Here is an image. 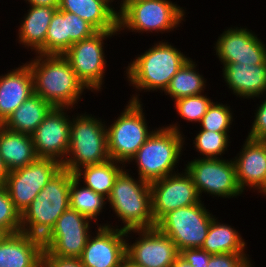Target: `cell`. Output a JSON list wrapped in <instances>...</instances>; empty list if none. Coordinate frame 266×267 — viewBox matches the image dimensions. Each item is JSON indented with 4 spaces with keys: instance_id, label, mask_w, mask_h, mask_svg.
I'll use <instances>...</instances> for the list:
<instances>
[{
    "instance_id": "1",
    "label": "cell",
    "mask_w": 266,
    "mask_h": 267,
    "mask_svg": "<svg viewBox=\"0 0 266 267\" xmlns=\"http://www.w3.org/2000/svg\"><path fill=\"white\" fill-rule=\"evenodd\" d=\"M33 77L34 93L55 108H74L87 89L63 55L35 54L26 62Z\"/></svg>"
},
{
    "instance_id": "2",
    "label": "cell",
    "mask_w": 266,
    "mask_h": 267,
    "mask_svg": "<svg viewBox=\"0 0 266 267\" xmlns=\"http://www.w3.org/2000/svg\"><path fill=\"white\" fill-rule=\"evenodd\" d=\"M166 41V42H165ZM154 42L144 53L135 56L125 68L128 85L138 93L165 92L172 77L190 59L167 40Z\"/></svg>"
},
{
    "instance_id": "3",
    "label": "cell",
    "mask_w": 266,
    "mask_h": 267,
    "mask_svg": "<svg viewBox=\"0 0 266 267\" xmlns=\"http://www.w3.org/2000/svg\"><path fill=\"white\" fill-rule=\"evenodd\" d=\"M185 138L178 122L158 127L127 164L135 161L138 177L148 183L177 173Z\"/></svg>"
},
{
    "instance_id": "4",
    "label": "cell",
    "mask_w": 266,
    "mask_h": 267,
    "mask_svg": "<svg viewBox=\"0 0 266 267\" xmlns=\"http://www.w3.org/2000/svg\"><path fill=\"white\" fill-rule=\"evenodd\" d=\"M131 169H124L116 178L107 204L121 222L113 226L100 223V226H109L123 231L140 230L156 227L152 214L150 183L135 178ZM132 174V175H131ZM119 227V228H118Z\"/></svg>"
},
{
    "instance_id": "5",
    "label": "cell",
    "mask_w": 266,
    "mask_h": 267,
    "mask_svg": "<svg viewBox=\"0 0 266 267\" xmlns=\"http://www.w3.org/2000/svg\"><path fill=\"white\" fill-rule=\"evenodd\" d=\"M72 173L62 168L21 214V232L43 239L70 208Z\"/></svg>"
},
{
    "instance_id": "6",
    "label": "cell",
    "mask_w": 266,
    "mask_h": 267,
    "mask_svg": "<svg viewBox=\"0 0 266 267\" xmlns=\"http://www.w3.org/2000/svg\"><path fill=\"white\" fill-rule=\"evenodd\" d=\"M86 113L71 117L69 150L62 168L73 174L81 167L110 159L106 121Z\"/></svg>"
},
{
    "instance_id": "7",
    "label": "cell",
    "mask_w": 266,
    "mask_h": 267,
    "mask_svg": "<svg viewBox=\"0 0 266 267\" xmlns=\"http://www.w3.org/2000/svg\"><path fill=\"white\" fill-rule=\"evenodd\" d=\"M141 99L140 94L135 92L114 122L110 125L106 122L109 157L124 165L155 130L148 127Z\"/></svg>"
},
{
    "instance_id": "8",
    "label": "cell",
    "mask_w": 266,
    "mask_h": 267,
    "mask_svg": "<svg viewBox=\"0 0 266 267\" xmlns=\"http://www.w3.org/2000/svg\"><path fill=\"white\" fill-rule=\"evenodd\" d=\"M186 11L171 0H138L118 15V31L158 35L172 32L186 21Z\"/></svg>"
},
{
    "instance_id": "9",
    "label": "cell",
    "mask_w": 266,
    "mask_h": 267,
    "mask_svg": "<svg viewBox=\"0 0 266 267\" xmlns=\"http://www.w3.org/2000/svg\"><path fill=\"white\" fill-rule=\"evenodd\" d=\"M204 201L177 208L165 214L156 227L167 235L180 252L185 249L201 248L214 216Z\"/></svg>"
},
{
    "instance_id": "10",
    "label": "cell",
    "mask_w": 266,
    "mask_h": 267,
    "mask_svg": "<svg viewBox=\"0 0 266 267\" xmlns=\"http://www.w3.org/2000/svg\"><path fill=\"white\" fill-rule=\"evenodd\" d=\"M119 34V31H98L90 38L73 43L63 54L79 80L87 88L86 92L88 90L94 94L102 92L105 84L104 77H106L105 69L108 65L104 42Z\"/></svg>"
},
{
    "instance_id": "11",
    "label": "cell",
    "mask_w": 266,
    "mask_h": 267,
    "mask_svg": "<svg viewBox=\"0 0 266 267\" xmlns=\"http://www.w3.org/2000/svg\"><path fill=\"white\" fill-rule=\"evenodd\" d=\"M184 166L191 175L201 199L203 193L218 199L238 198L243 194L237 182L233 159L195 157Z\"/></svg>"
},
{
    "instance_id": "12",
    "label": "cell",
    "mask_w": 266,
    "mask_h": 267,
    "mask_svg": "<svg viewBox=\"0 0 266 267\" xmlns=\"http://www.w3.org/2000/svg\"><path fill=\"white\" fill-rule=\"evenodd\" d=\"M61 169L62 164L57 160L37 158L27 166L8 172L4 188L20 214Z\"/></svg>"
},
{
    "instance_id": "13",
    "label": "cell",
    "mask_w": 266,
    "mask_h": 267,
    "mask_svg": "<svg viewBox=\"0 0 266 267\" xmlns=\"http://www.w3.org/2000/svg\"><path fill=\"white\" fill-rule=\"evenodd\" d=\"M150 190L155 224L168 212L203 200L185 168L180 173L177 172L150 183Z\"/></svg>"
},
{
    "instance_id": "14",
    "label": "cell",
    "mask_w": 266,
    "mask_h": 267,
    "mask_svg": "<svg viewBox=\"0 0 266 267\" xmlns=\"http://www.w3.org/2000/svg\"><path fill=\"white\" fill-rule=\"evenodd\" d=\"M132 234L138 235L133 243ZM126 256L144 267H170L179 251L167 235L154 227L126 231Z\"/></svg>"
},
{
    "instance_id": "15",
    "label": "cell",
    "mask_w": 266,
    "mask_h": 267,
    "mask_svg": "<svg viewBox=\"0 0 266 267\" xmlns=\"http://www.w3.org/2000/svg\"><path fill=\"white\" fill-rule=\"evenodd\" d=\"M233 27H226L214 43L220 63L266 64V43L258 34L245 26Z\"/></svg>"
},
{
    "instance_id": "16",
    "label": "cell",
    "mask_w": 266,
    "mask_h": 267,
    "mask_svg": "<svg viewBox=\"0 0 266 267\" xmlns=\"http://www.w3.org/2000/svg\"><path fill=\"white\" fill-rule=\"evenodd\" d=\"M72 108H53L31 134L38 158H51L61 164L69 150Z\"/></svg>"
},
{
    "instance_id": "17",
    "label": "cell",
    "mask_w": 266,
    "mask_h": 267,
    "mask_svg": "<svg viewBox=\"0 0 266 267\" xmlns=\"http://www.w3.org/2000/svg\"><path fill=\"white\" fill-rule=\"evenodd\" d=\"M126 256V231L97 226L80 257L84 267H119Z\"/></svg>"
},
{
    "instance_id": "18",
    "label": "cell",
    "mask_w": 266,
    "mask_h": 267,
    "mask_svg": "<svg viewBox=\"0 0 266 267\" xmlns=\"http://www.w3.org/2000/svg\"><path fill=\"white\" fill-rule=\"evenodd\" d=\"M238 185L242 192L252 189L265 195L266 141L247 138L240 151L232 157ZM248 188V189H247Z\"/></svg>"
},
{
    "instance_id": "19",
    "label": "cell",
    "mask_w": 266,
    "mask_h": 267,
    "mask_svg": "<svg viewBox=\"0 0 266 267\" xmlns=\"http://www.w3.org/2000/svg\"><path fill=\"white\" fill-rule=\"evenodd\" d=\"M221 64L224 83L236 98L255 100L266 94V64Z\"/></svg>"
},
{
    "instance_id": "20",
    "label": "cell",
    "mask_w": 266,
    "mask_h": 267,
    "mask_svg": "<svg viewBox=\"0 0 266 267\" xmlns=\"http://www.w3.org/2000/svg\"><path fill=\"white\" fill-rule=\"evenodd\" d=\"M42 239L24 232L8 234L0 242V267H42Z\"/></svg>"
},
{
    "instance_id": "21",
    "label": "cell",
    "mask_w": 266,
    "mask_h": 267,
    "mask_svg": "<svg viewBox=\"0 0 266 267\" xmlns=\"http://www.w3.org/2000/svg\"><path fill=\"white\" fill-rule=\"evenodd\" d=\"M21 64L0 75V125L34 94L30 67L27 63Z\"/></svg>"
},
{
    "instance_id": "22",
    "label": "cell",
    "mask_w": 266,
    "mask_h": 267,
    "mask_svg": "<svg viewBox=\"0 0 266 267\" xmlns=\"http://www.w3.org/2000/svg\"><path fill=\"white\" fill-rule=\"evenodd\" d=\"M28 8L18 26V43L26 49L30 48L31 52L34 51L33 54H45L46 34L58 8L34 5H29Z\"/></svg>"
},
{
    "instance_id": "23",
    "label": "cell",
    "mask_w": 266,
    "mask_h": 267,
    "mask_svg": "<svg viewBox=\"0 0 266 267\" xmlns=\"http://www.w3.org/2000/svg\"><path fill=\"white\" fill-rule=\"evenodd\" d=\"M58 9L79 16L97 31H118V13L108 0H60Z\"/></svg>"
},
{
    "instance_id": "24",
    "label": "cell",
    "mask_w": 266,
    "mask_h": 267,
    "mask_svg": "<svg viewBox=\"0 0 266 267\" xmlns=\"http://www.w3.org/2000/svg\"><path fill=\"white\" fill-rule=\"evenodd\" d=\"M0 156L8 171L27 166L38 157L32 137L16 133L0 125Z\"/></svg>"
},
{
    "instance_id": "25",
    "label": "cell",
    "mask_w": 266,
    "mask_h": 267,
    "mask_svg": "<svg viewBox=\"0 0 266 267\" xmlns=\"http://www.w3.org/2000/svg\"><path fill=\"white\" fill-rule=\"evenodd\" d=\"M53 108L49 102L34 93L2 125L12 132L31 135Z\"/></svg>"
},
{
    "instance_id": "26",
    "label": "cell",
    "mask_w": 266,
    "mask_h": 267,
    "mask_svg": "<svg viewBox=\"0 0 266 267\" xmlns=\"http://www.w3.org/2000/svg\"><path fill=\"white\" fill-rule=\"evenodd\" d=\"M246 248L245 239L239 231L234 226L220 222L214 216L201 249L214 255L220 253H247Z\"/></svg>"
},
{
    "instance_id": "27",
    "label": "cell",
    "mask_w": 266,
    "mask_h": 267,
    "mask_svg": "<svg viewBox=\"0 0 266 267\" xmlns=\"http://www.w3.org/2000/svg\"><path fill=\"white\" fill-rule=\"evenodd\" d=\"M126 166L128 167L121 162L109 159L100 164L81 167L74 175L85 186L108 198L116 178Z\"/></svg>"
},
{
    "instance_id": "28",
    "label": "cell",
    "mask_w": 266,
    "mask_h": 267,
    "mask_svg": "<svg viewBox=\"0 0 266 267\" xmlns=\"http://www.w3.org/2000/svg\"><path fill=\"white\" fill-rule=\"evenodd\" d=\"M91 230L50 231L43 239V248L50 255L80 258Z\"/></svg>"
},
{
    "instance_id": "29",
    "label": "cell",
    "mask_w": 266,
    "mask_h": 267,
    "mask_svg": "<svg viewBox=\"0 0 266 267\" xmlns=\"http://www.w3.org/2000/svg\"><path fill=\"white\" fill-rule=\"evenodd\" d=\"M198 64L190 58L172 77L164 94L172 101L204 93L207 79L197 69Z\"/></svg>"
},
{
    "instance_id": "30",
    "label": "cell",
    "mask_w": 266,
    "mask_h": 267,
    "mask_svg": "<svg viewBox=\"0 0 266 267\" xmlns=\"http://www.w3.org/2000/svg\"><path fill=\"white\" fill-rule=\"evenodd\" d=\"M70 208L98 224V217L105 209L107 198L97 194L85 186L72 173L71 187L69 191Z\"/></svg>"
},
{
    "instance_id": "31",
    "label": "cell",
    "mask_w": 266,
    "mask_h": 267,
    "mask_svg": "<svg viewBox=\"0 0 266 267\" xmlns=\"http://www.w3.org/2000/svg\"><path fill=\"white\" fill-rule=\"evenodd\" d=\"M199 132V133H198ZM193 140V147L200 154L197 158H223L230 146V132L198 131ZM203 156V157H202Z\"/></svg>"
},
{
    "instance_id": "32",
    "label": "cell",
    "mask_w": 266,
    "mask_h": 267,
    "mask_svg": "<svg viewBox=\"0 0 266 267\" xmlns=\"http://www.w3.org/2000/svg\"><path fill=\"white\" fill-rule=\"evenodd\" d=\"M230 107L229 104H223L222 102H212L199 123V129L214 132H231V125L235 119H233L234 114Z\"/></svg>"
},
{
    "instance_id": "33",
    "label": "cell",
    "mask_w": 266,
    "mask_h": 267,
    "mask_svg": "<svg viewBox=\"0 0 266 267\" xmlns=\"http://www.w3.org/2000/svg\"><path fill=\"white\" fill-rule=\"evenodd\" d=\"M173 102L177 114L184 119V121L198 124L213 100L202 93L189 97H182Z\"/></svg>"
},
{
    "instance_id": "34",
    "label": "cell",
    "mask_w": 266,
    "mask_h": 267,
    "mask_svg": "<svg viewBox=\"0 0 266 267\" xmlns=\"http://www.w3.org/2000/svg\"><path fill=\"white\" fill-rule=\"evenodd\" d=\"M66 52V28L63 10L57 9L51 19L45 40V54L63 55Z\"/></svg>"
},
{
    "instance_id": "35",
    "label": "cell",
    "mask_w": 266,
    "mask_h": 267,
    "mask_svg": "<svg viewBox=\"0 0 266 267\" xmlns=\"http://www.w3.org/2000/svg\"><path fill=\"white\" fill-rule=\"evenodd\" d=\"M0 229L7 235L21 232V214L4 187H0Z\"/></svg>"
},
{
    "instance_id": "36",
    "label": "cell",
    "mask_w": 266,
    "mask_h": 267,
    "mask_svg": "<svg viewBox=\"0 0 266 267\" xmlns=\"http://www.w3.org/2000/svg\"><path fill=\"white\" fill-rule=\"evenodd\" d=\"M63 19L66 28V51L73 43L90 38L98 32L87 21L71 12L63 11Z\"/></svg>"
},
{
    "instance_id": "37",
    "label": "cell",
    "mask_w": 266,
    "mask_h": 267,
    "mask_svg": "<svg viewBox=\"0 0 266 267\" xmlns=\"http://www.w3.org/2000/svg\"><path fill=\"white\" fill-rule=\"evenodd\" d=\"M91 222L93 221L69 208L57 219L51 231L90 230L93 226Z\"/></svg>"
},
{
    "instance_id": "38",
    "label": "cell",
    "mask_w": 266,
    "mask_h": 267,
    "mask_svg": "<svg viewBox=\"0 0 266 267\" xmlns=\"http://www.w3.org/2000/svg\"><path fill=\"white\" fill-rule=\"evenodd\" d=\"M247 253H220L210 256L207 267H254Z\"/></svg>"
},
{
    "instance_id": "39",
    "label": "cell",
    "mask_w": 266,
    "mask_h": 267,
    "mask_svg": "<svg viewBox=\"0 0 266 267\" xmlns=\"http://www.w3.org/2000/svg\"><path fill=\"white\" fill-rule=\"evenodd\" d=\"M257 99L261 100L259 102L260 105L257 103L258 106L255 108L256 110H254L255 118L251 124L248 135L246 137L255 140H265L266 139V94Z\"/></svg>"
},
{
    "instance_id": "40",
    "label": "cell",
    "mask_w": 266,
    "mask_h": 267,
    "mask_svg": "<svg viewBox=\"0 0 266 267\" xmlns=\"http://www.w3.org/2000/svg\"><path fill=\"white\" fill-rule=\"evenodd\" d=\"M42 267H84L80 258L50 255L46 250L42 254Z\"/></svg>"
},
{
    "instance_id": "41",
    "label": "cell",
    "mask_w": 266,
    "mask_h": 267,
    "mask_svg": "<svg viewBox=\"0 0 266 267\" xmlns=\"http://www.w3.org/2000/svg\"><path fill=\"white\" fill-rule=\"evenodd\" d=\"M179 255L191 266L195 267H207L211 256L201 248L181 250Z\"/></svg>"
},
{
    "instance_id": "42",
    "label": "cell",
    "mask_w": 266,
    "mask_h": 267,
    "mask_svg": "<svg viewBox=\"0 0 266 267\" xmlns=\"http://www.w3.org/2000/svg\"><path fill=\"white\" fill-rule=\"evenodd\" d=\"M24 1L29 5L58 8L60 0H24Z\"/></svg>"
},
{
    "instance_id": "43",
    "label": "cell",
    "mask_w": 266,
    "mask_h": 267,
    "mask_svg": "<svg viewBox=\"0 0 266 267\" xmlns=\"http://www.w3.org/2000/svg\"><path fill=\"white\" fill-rule=\"evenodd\" d=\"M8 172L0 156V187H4Z\"/></svg>"
},
{
    "instance_id": "44",
    "label": "cell",
    "mask_w": 266,
    "mask_h": 267,
    "mask_svg": "<svg viewBox=\"0 0 266 267\" xmlns=\"http://www.w3.org/2000/svg\"><path fill=\"white\" fill-rule=\"evenodd\" d=\"M170 267H195L186 262L180 255L175 259Z\"/></svg>"
},
{
    "instance_id": "45",
    "label": "cell",
    "mask_w": 266,
    "mask_h": 267,
    "mask_svg": "<svg viewBox=\"0 0 266 267\" xmlns=\"http://www.w3.org/2000/svg\"><path fill=\"white\" fill-rule=\"evenodd\" d=\"M119 267H144V266L139 265V264H136L130 258H128L127 256H125L122 259Z\"/></svg>"
},
{
    "instance_id": "46",
    "label": "cell",
    "mask_w": 266,
    "mask_h": 267,
    "mask_svg": "<svg viewBox=\"0 0 266 267\" xmlns=\"http://www.w3.org/2000/svg\"><path fill=\"white\" fill-rule=\"evenodd\" d=\"M138 1V0H121L118 4L117 7H115L118 15L131 3ZM120 4V5H119ZM119 7V9H118Z\"/></svg>"
},
{
    "instance_id": "47",
    "label": "cell",
    "mask_w": 266,
    "mask_h": 267,
    "mask_svg": "<svg viewBox=\"0 0 266 267\" xmlns=\"http://www.w3.org/2000/svg\"><path fill=\"white\" fill-rule=\"evenodd\" d=\"M7 234L0 229V242L4 239V237L6 236Z\"/></svg>"
},
{
    "instance_id": "48",
    "label": "cell",
    "mask_w": 266,
    "mask_h": 267,
    "mask_svg": "<svg viewBox=\"0 0 266 267\" xmlns=\"http://www.w3.org/2000/svg\"><path fill=\"white\" fill-rule=\"evenodd\" d=\"M111 4L115 1V0H108ZM120 1V0H119ZM117 2V0L115 1V3Z\"/></svg>"
},
{
    "instance_id": "49",
    "label": "cell",
    "mask_w": 266,
    "mask_h": 267,
    "mask_svg": "<svg viewBox=\"0 0 266 267\" xmlns=\"http://www.w3.org/2000/svg\"><path fill=\"white\" fill-rule=\"evenodd\" d=\"M265 194H266V178H265Z\"/></svg>"
}]
</instances>
